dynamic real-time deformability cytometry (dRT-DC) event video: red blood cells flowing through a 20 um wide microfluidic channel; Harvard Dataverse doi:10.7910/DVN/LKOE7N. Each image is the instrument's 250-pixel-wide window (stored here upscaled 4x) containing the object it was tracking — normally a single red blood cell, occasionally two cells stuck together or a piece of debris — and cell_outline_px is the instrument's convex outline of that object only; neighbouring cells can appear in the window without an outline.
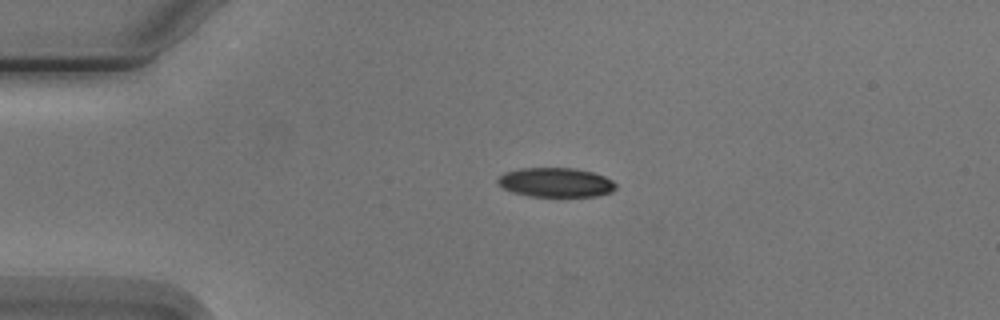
{"species": "Egyptian fruit bat (a non-hibernating species)", "species_latin": "Rousettus aegyptiacus", "temperature_condition": "cold", "stored_images_in_passage": 3, "camera_frame_rate_fps": 3000, "um_per_image_px": 0.085, "animal": {"sex": "male"}, "frame": {"image": 1, "passage_image": 2, "time_ms": 1.0, "image_size_px": [1000, 320], "cell_outline_px": [[616, 188], [612, 192], [596, 196], [528, 196], [512, 192], [504, 188], [496, 180], [504, 172], [520, 168], [576, 168], [592, 172], [604, 176], [612, 180], [616, 184]], "centroid_in_image_um": [47.25, 15.5], "position_along_channel_um": 37.8, "area_um2": 20.17}}